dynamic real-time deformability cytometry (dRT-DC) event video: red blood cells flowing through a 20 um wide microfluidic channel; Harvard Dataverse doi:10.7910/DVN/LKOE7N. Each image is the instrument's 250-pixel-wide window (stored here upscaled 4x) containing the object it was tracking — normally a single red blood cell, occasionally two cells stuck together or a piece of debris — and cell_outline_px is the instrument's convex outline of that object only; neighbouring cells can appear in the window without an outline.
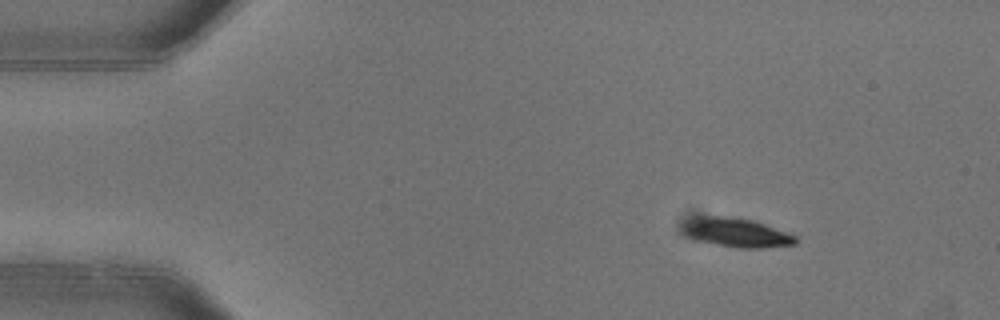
{"species": "common noctule bat (a hibernating species)", "species_latin": "Nyctalus noctula", "temperature_condition": "warm", "stored_images_in_passage": 5, "camera_frame_rate_fps": 3000, "um_per_image_px": 0.085, "animal": {"sex": "female"}, "frame": {"image": 1, "passage_image": 2, "time_ms": 0.333, "image_size_px": [1000, 320], "cell_outline_px": [[796, 244], [760, 248], [740, 248], [716, 244], [692, 236], [684, 228], [684, 224], [700, 216], [732, 216], [752, 220], [764, 224], [796, 236]], "centroid_in_image_um": [62.71, 19.76], "position_along_channel_um": 22.3, "area_um2": 18.21}}